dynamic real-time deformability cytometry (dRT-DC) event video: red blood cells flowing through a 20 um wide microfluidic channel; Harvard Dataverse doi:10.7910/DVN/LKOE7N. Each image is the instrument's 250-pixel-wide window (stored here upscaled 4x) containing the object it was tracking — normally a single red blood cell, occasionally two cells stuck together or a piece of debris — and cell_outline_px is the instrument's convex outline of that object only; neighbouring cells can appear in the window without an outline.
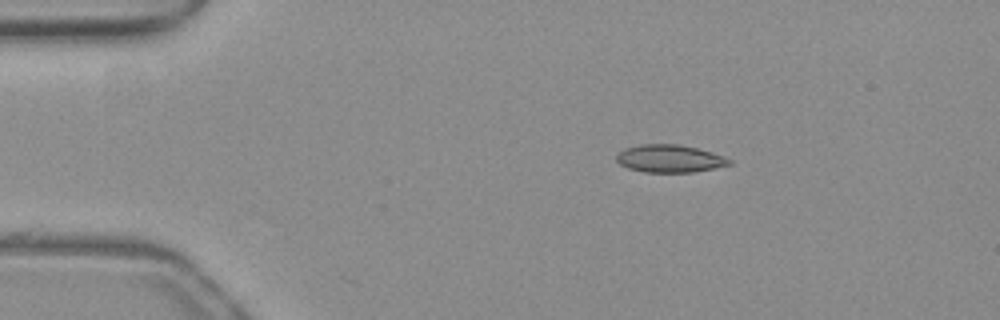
{"species": "common noctule bat (a hibernating species)", "species_latin": "Nyctalus noctula", "temperature_condition": "warm", "stored_images_in_passage": 16, "camera_frame_rate_fps": 3000, "um_per_image_px": 0.085, "animal": {"sex": "female", "body_mass_g": 19.3, "forearm_length_mm": 54.1}, "frame": {"image": 1, "passage_image": 1, "time_ms": 0.0, "image_size_px": [1000, 320], "cell_outline_px": [[732, 164], [692, 172], [644, 172], [628, 168], [620, 164], [616, 160], [616, 156], [624, 148], [640, 144], [676, 144], [696, 148], [712, 152], [732, 160]], "centroid_in_image_um": [56.89, 13.48], "position_along_channel_um": 28.1, "area_um2": 18.03}}